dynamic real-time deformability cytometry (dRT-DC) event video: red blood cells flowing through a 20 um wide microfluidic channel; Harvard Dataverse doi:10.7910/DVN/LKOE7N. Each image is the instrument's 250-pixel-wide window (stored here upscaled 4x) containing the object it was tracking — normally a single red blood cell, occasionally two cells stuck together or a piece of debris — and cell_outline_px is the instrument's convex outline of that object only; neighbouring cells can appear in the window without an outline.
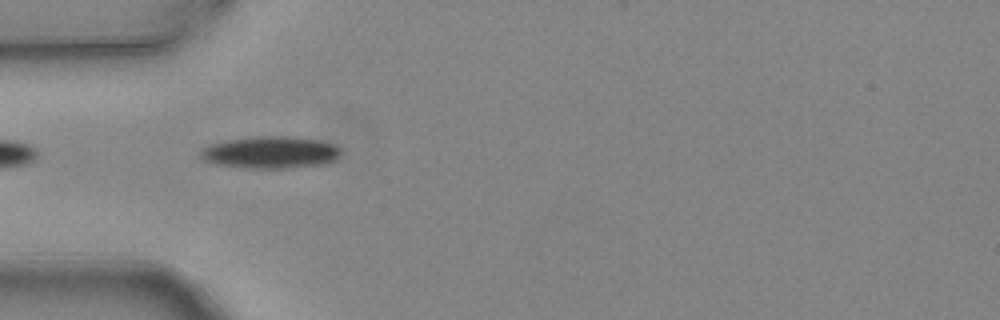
{"species": "common noctule bat (a hibernating species)", "species_latin": "Nyctalus noctula", "temperature_condition": "warm", "stored_images_in_passage": 4, "camera_frame_rate_fps": 3000, "um_per_image_px": 0.085, "animal": {"sex": "female", "body_mass_g": 24.6, "forearm_length_mm": 56.2}, "frame": {"image": 1, "passage_image": 3, "time_ms": 0.667, "image_size_px": [1000, 320], "cell_outline_px": [[344, 152], [336, 160], [324, 164], [288, 168], [244, 168], [216, 164], [204, 160], [200, 156], [200, 148], [208, 144], [228, 140], [252, 136], [292, 136], [320, 140], [336, 144]], "centroid_in_image_um": [23.03, 12.94], "position_along_channel_um": 62.0, "area_um2": 26.76}}
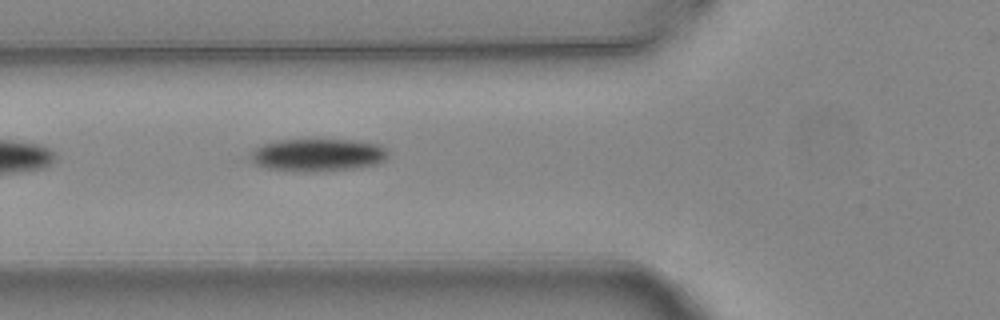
{"frame": {"image": 2, "passage_image": 4, "time_ms": 1.0, "image_size_px": [1000, 320], "cell_outline_px": [[388, 156], [380, 164], [360, 168], [324, 172], [300, 172], [264, 168], [256, 164], [248, 156], [260, 144], [276, 140], [356, 140], [380, 144], [388, 148]], "centroid_in_image_um": [27.05, 13.19], "position_along_channel_um": 98.7, "area_um2": 26.93}}